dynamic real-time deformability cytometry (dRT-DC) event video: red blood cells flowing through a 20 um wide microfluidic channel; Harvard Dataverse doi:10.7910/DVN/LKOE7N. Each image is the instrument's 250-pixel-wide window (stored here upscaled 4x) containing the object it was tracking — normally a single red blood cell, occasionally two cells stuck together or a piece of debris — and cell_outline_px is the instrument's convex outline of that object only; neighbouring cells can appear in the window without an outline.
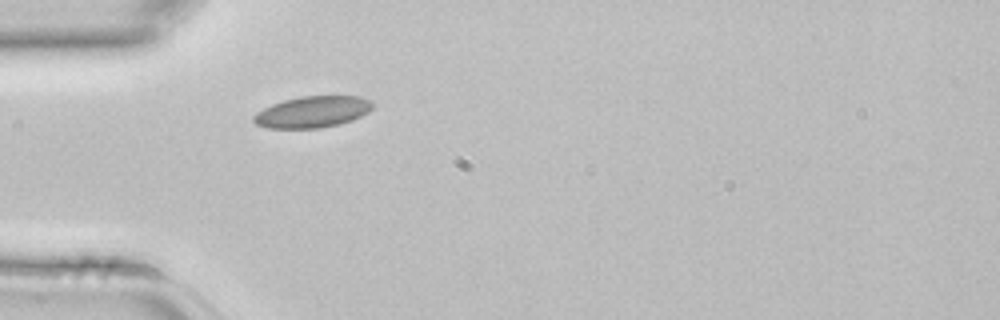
{"species": "common noctule bat (a hibernating species)", "species_latin": "Nyctalus noctula", "temperature_condition": "room temperature", "stored_images_in_passage": 1, "camera_frame_rate_fps": 3000, "um_per_image_px": 0.085, "animal": {"sex": "female", "body_mass_g": 22.7, "forearm_length_mm": 54.2}, "frame": {"image": 1, "passage_image": 1, "time_ms": 0.0, "image_size_px": [1000, 320], "cell_outline_px": [[372, 108], [368, 112], [352, 120], [340, 124], [320, 128], [268, 128], [256, 124], [252, 120], [252, 116], [256, 112], [272, 104], [284, 100], [300, 96], [360, 96], [372, 100]], "centroid_in_image_um": [26.55, 9.51], "position_along_channel_um": 58.4, "area_um2": 21.85}}